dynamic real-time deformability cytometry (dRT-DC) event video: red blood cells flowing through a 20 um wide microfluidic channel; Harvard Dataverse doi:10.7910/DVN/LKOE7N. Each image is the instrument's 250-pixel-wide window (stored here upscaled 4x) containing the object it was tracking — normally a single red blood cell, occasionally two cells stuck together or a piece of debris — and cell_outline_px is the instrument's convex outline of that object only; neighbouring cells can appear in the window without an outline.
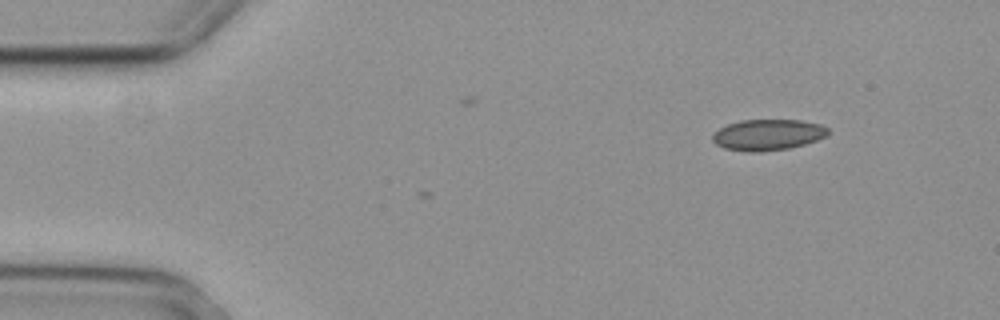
{"species": "common noctule bat (a hibernating species)", "species_latin": "Nyctalus noctula", "temperature_condition": "cold", "stored_images_in_passage": 5, "camera_frame_rate_fps": 3000, "um_per_image_px": 0.085, "animal": {"sex": "female", "body_mass_g": 29.2, "forearm_length_mm": 56.3}, "frame": {"image": 1, "passage_image": 1, "time_ms": 0.0, "image_size_px": [1000, 320], "cell_outline_px": [[828, 136], [804, 144], [788, 148], [764, 152], [744, 152], [724, 148], [716, 144], [712, 140], [712, 136], [720, 128], [728, 124], [740, 120], [800, 120], [820, 124], [828, 128]], "centroid_in_image_um": [65.26, 11.46], "position_along_channel_um": 19.7, "area_um2": 20.92}}
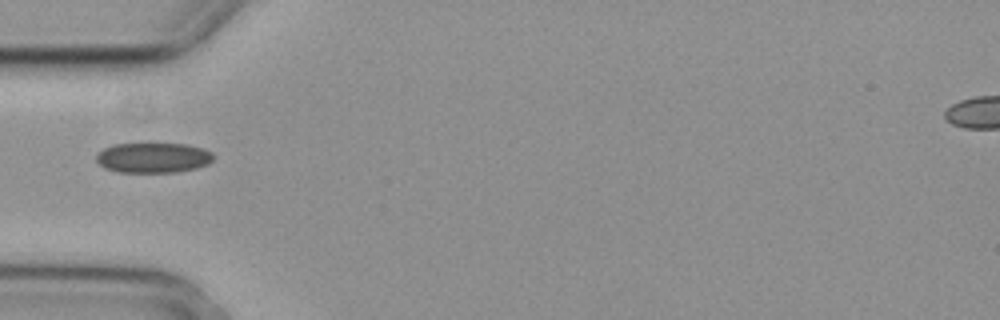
{"frame": {"image": 2, "passage_image": 4, "time_ms": 1.0, "image_size_px": [1000, 320], "cell_outline_px": [[212, 160], [208, 164], [196, 168], [176, 172], [120, 172], [104, 168], [96, 160], [96, 156], [104, 148], [112, 144], [188, 144], [204, 148], [212, 152]], "centroid_in_image_um": [13.03, 13.4], "position_along_channel_um": 72.0, "area_um2": 20.52}}
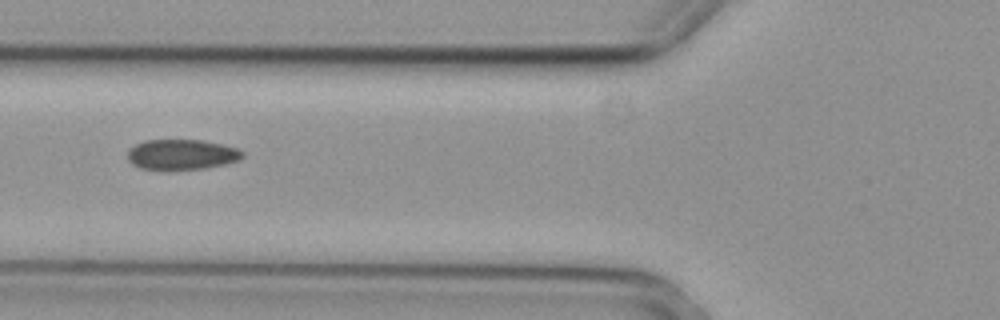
{"frame": {"image": 3, "passage_image": 5, "time_ms": 1.333, "image_size_px": [1000, 320], "cell_outline_px": [[244, 156], [240, 160], [224, 164], [204, 168], [172, 172], [164, 172], [140, 168], [132, 164], [128, 160], [128, 152], [136, 144], [144, 140], [204, 140], [224, 144], [236, 148], [244, 152]], "centroid_in_image_um": [15.44, 13.17], "position_along_channel_um": 110.4, "area_um2": 20.98}}